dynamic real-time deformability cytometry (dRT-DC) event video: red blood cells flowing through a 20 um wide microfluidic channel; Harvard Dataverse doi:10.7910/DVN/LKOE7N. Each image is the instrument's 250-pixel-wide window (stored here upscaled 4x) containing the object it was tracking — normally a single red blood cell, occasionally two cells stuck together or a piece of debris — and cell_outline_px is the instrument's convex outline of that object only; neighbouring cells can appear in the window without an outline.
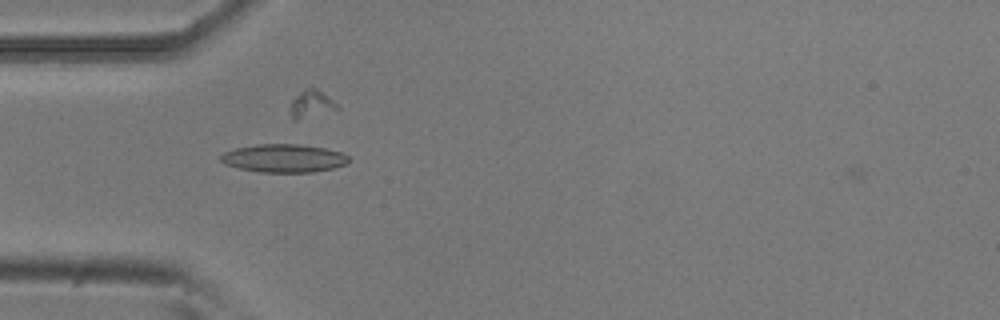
{"species": "common noctule bat (a hibernating species)", "species_latin": "Nyctalus noctula", "temperature_condition": "room temperature", "stored_images_in_passage": 42, "camera_frame_rate_fps": 3000, "um_per_image_px": 0.085, "animal": {"sex": "male", "body_mass_g": 20.5, "forearm_length_mm": 52.5}, "frame": {"image": 1, "passage_image": 4, "time_ms": 1.0, "image_size_px": [1000, 320], "cell_outline_px": [[348, 160], [344, 164], [332, 168], [312, 172], [260, 172], [240, 168], [224, 164], [220, 160], [220, 156], [224, 152], [236, 148], [256, 144], [300, 144], [324, 148], [340, 152], [348, 156]], "centroid_in_image_um": [24.08, 13.44], "position_along_channel_um": 60.9, "area_um2": 20.81}}
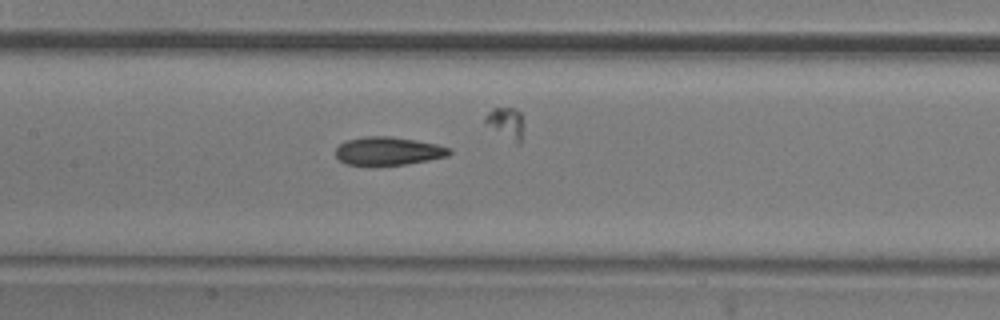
{"frame": {"image": 2, "passage_image": 13, "time_ms": 4.0, "image_size_px": [1000, 320], "cell_outline_px": [[452, 152], [448, 156], [428, 160], [404, 164], [348, 164], [340, 160], [336, 156], [336, 148], [340, 144], [348, 140], [364, 136], [392, 136], [416, 140], [436, 144], [452, 148]], "centroid_in_image_um": [33.04, 12.81], "position_along_channel_um": 174.4, "area_um2": 18.44}}
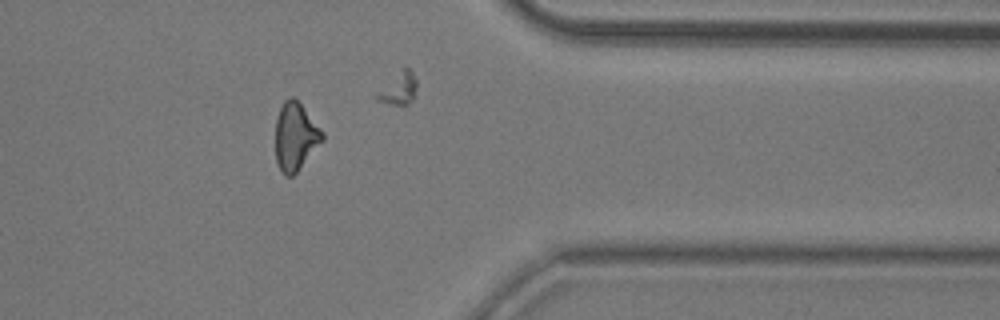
{"frame": {"image": 3, "passage_image": 31, "time_ms": 10.0, "image_size_px": [1000, 320], "cell_outline_px": [[324, 140], [296, 172], [292, 176], [284, 176], [276, 160], [276, 120], [280, 108], [284, 100], [292, 96], [300, 104], [324, 132]], "centroid_in_image_um": [25.11, 11.61], "position_along_channel_um": 386.3, "area_um2": 18.26}, "authors_computed_cell_mechanics": {"area_um2": 18.496, "velocity_mm_per_s": 3.8007, "shape_relaxation_time_tau1_ms": null, "shape_relaxation_time_tau2_ms": 7.2243, "deformation_change_tau1": null, "deformation_change_tau2": 0.0752}}